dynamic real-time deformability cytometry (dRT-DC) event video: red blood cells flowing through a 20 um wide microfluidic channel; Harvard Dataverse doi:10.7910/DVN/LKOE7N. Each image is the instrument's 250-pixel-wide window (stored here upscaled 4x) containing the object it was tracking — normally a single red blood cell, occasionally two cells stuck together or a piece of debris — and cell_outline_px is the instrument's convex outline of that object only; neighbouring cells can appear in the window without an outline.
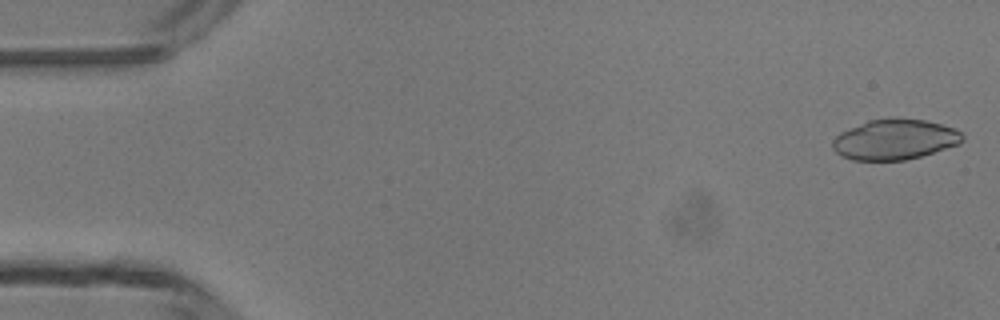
{"species": "common noctule bat (a hibernating species)", "species_latin": "Nyctalus noctula", "temperature_condition": "room temperature", "stored_images_in_passage": 5, "camera_frame_rate_fps": 3000, "um_per_image_px": 0.085, "animal": {"sex": "male", "body_mass_g": 13.3}, "frame": {"image": 1, "passage_image": 1, "time_ms": 0.0, "image_size_px": [1000, 320], "cell_outline_px": [[964, 140], [960, 144], [920, 156], [904, 160], [852, 160], [840, 156], [832, 148], [832, 140], [840, 132], [868, 120], [892, 116], [896, 116], [924, 120], [956, 128], [964, 136]], "centroid_in_image_um": [76.04, 11.83], "position_along_channel_um": 9.0, "area_um2": 30.98}}
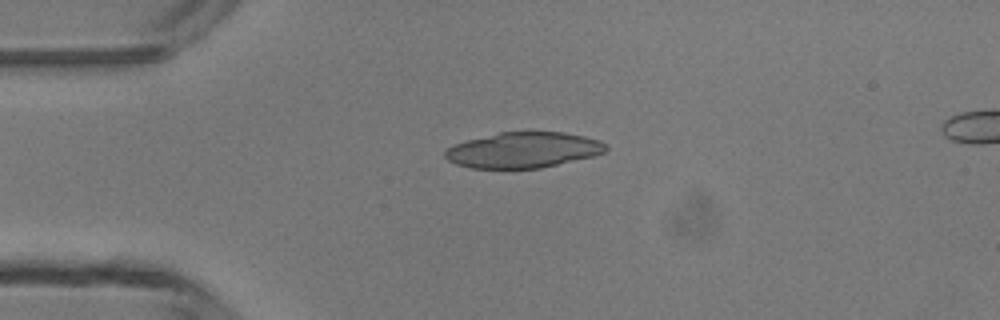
{"frame": {"image": 2, "passage_image": 4, "time_ms": 3.333, "image_size_px": [1000, 320], "cell_outline_px": [[608, 148], [604, 152], [592, 156], [540, 168], [472, 168], [456, 164], [448, 160], [444, 156], [444, 152], [448, 148], [456, 144], [468, 140], [500, 132], [564, 132], [584, 136], [600, 140], [608, 144]], "centroid_in_image_um": [44.5, 12.75], "position_along_channel_um": 40.5, "area_um2": 33.12}}